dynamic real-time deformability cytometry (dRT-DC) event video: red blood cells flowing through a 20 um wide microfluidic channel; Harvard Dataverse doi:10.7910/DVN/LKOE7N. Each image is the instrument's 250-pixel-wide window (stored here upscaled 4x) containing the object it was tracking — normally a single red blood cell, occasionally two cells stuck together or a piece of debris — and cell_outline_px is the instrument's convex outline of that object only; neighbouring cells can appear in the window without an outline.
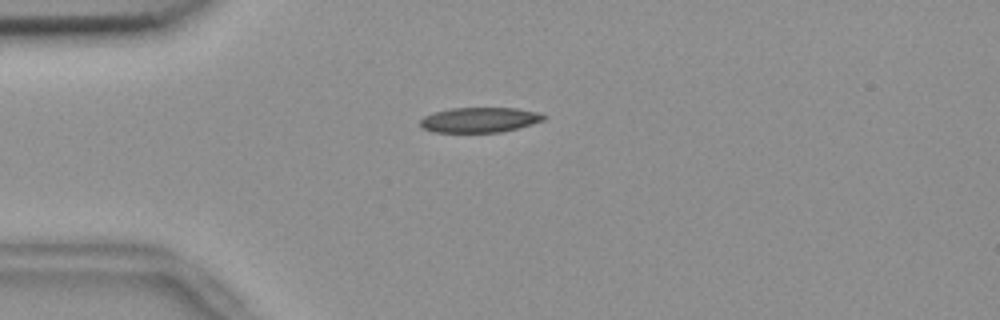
{"species": "common noctule bat (a hibernating species)", "species_latin": "Nyctalus noctula", "temperature_condition": "room temperature", "stored_images_in_passage": 42, "camera_frame_rate_fps": 3000, "um_per_image_px": 0.085, "animal": {"sex": "female", "body_mass_g": 18.4}, "frame": {"image": 1, "passage_image": 1, "time_ms": 0.0, "image_size_px": [1000, 320], "cell_outline_px": [[548, 116], [544, 120], [532, 124], [500, 132], [432, 132], [424, 128], [420, 124], [420, 120], [424, 116], [436, 112], [452, 108], [516, 108], [536, 112]], "centroid_in_image_um": [40.77, 10.19], "position_along_channel_um": 44.2, "area_um2": 17.86}}
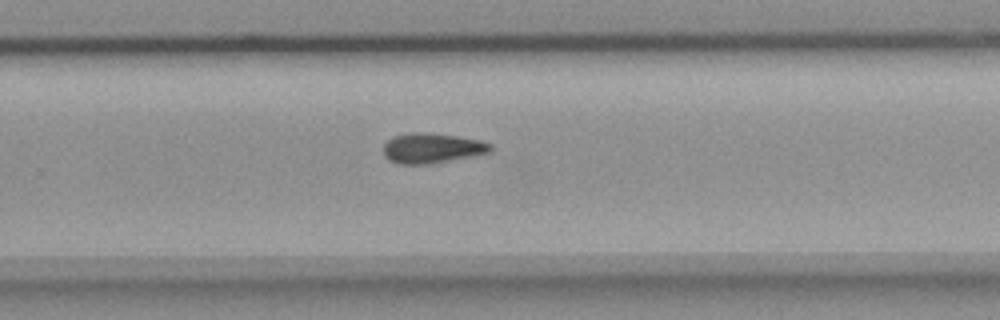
{"frame": {"image": 2, "passage_image": 23, "time_ms": 7.333, "image_size_px": [1000, 320], "cell_outline_px": [[492, 152], [428, 164], [396, 164], [388, 160], [384, 156], [384, 144], [392, 136], [412, 132], [428, 132], [456, 136], [480, 140], [492, 144]], "centroid_in_image_um": [36.69, 12.59], "position_along_channel_um": 293.1, "area_um2": 18.84}}
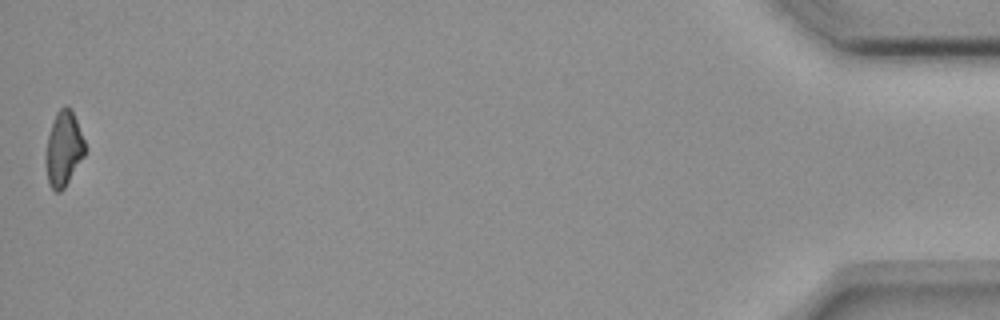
{"frame": {"image": 3, "passage_image": 42, "time_ms": 13.667, "image_size_px": [1000, 320], "cell_outline_px": [[84, 156], [64, 188], [60, 192], [56, 192], [48, 184], [44, 160], [44, 156], [48, 136], [56, 112], [64, 104], [72, 108], [84, 140]], "centroid_in_image_um": [5.38, 12.64], "position_along_channel_um": 429.8, "area_um2": 17.22}}